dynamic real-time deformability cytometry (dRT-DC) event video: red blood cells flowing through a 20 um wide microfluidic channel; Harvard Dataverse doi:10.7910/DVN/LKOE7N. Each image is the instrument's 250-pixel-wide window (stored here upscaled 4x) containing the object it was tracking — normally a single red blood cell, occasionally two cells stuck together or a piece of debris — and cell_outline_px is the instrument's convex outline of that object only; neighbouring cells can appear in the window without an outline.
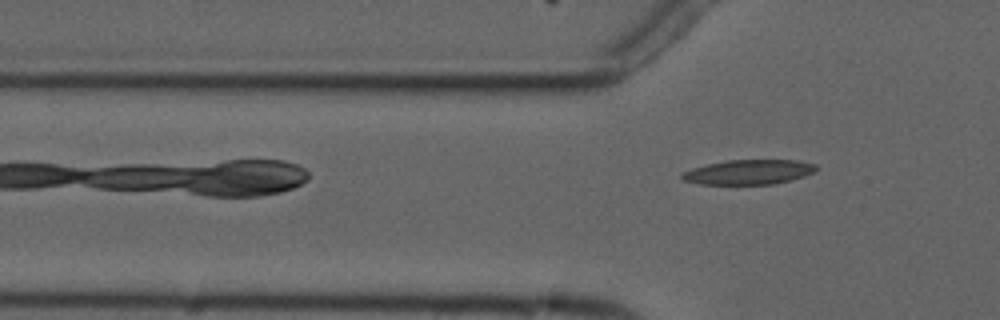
{"species": "common noctule bat (a hibernating species)", "species_latin": "Nyctalus noctula", "temperature_condition": "cold", "stored_images_in_passage": 2, "camera_frame_rate_fps": 3000, "um_per_image_px": 0.085, "animal": {"sex": "male", "forearm_length_mm": 52.5}, "frame": {"image": 1, "passage_image": 2, "time_ms": 1.333, "image_size_px": [1000, 320], "cell_outline_px": [[816, 168], [812, 172], [804, 176], [772, 184], [700, 184], [684, 180], [680, 176], [684, 172], [692, 168], [708, 164], [728, 160], [796, 160], [816, 164]], "centroid_in_image_um": [63.62, 14.62], "position_along_channel_um": 62.2, "area_um2": 19.02}}